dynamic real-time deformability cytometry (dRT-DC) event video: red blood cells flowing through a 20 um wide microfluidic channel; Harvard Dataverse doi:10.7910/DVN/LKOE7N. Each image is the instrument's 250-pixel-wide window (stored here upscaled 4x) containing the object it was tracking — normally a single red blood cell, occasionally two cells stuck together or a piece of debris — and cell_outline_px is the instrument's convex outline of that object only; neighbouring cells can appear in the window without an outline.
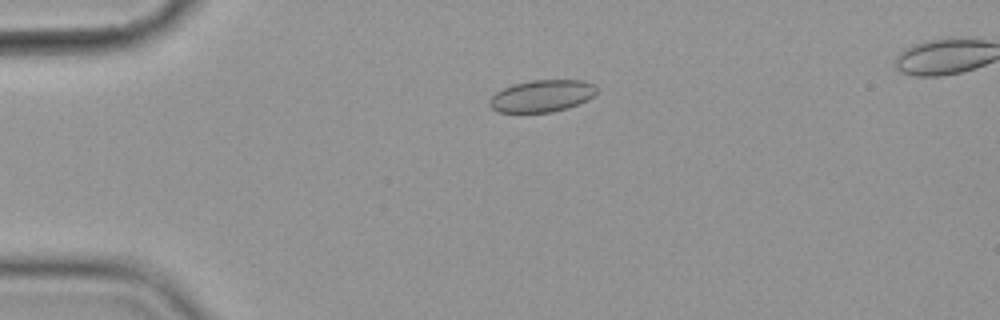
{"species": "common noctule bat (a hibernating species)", "species_latin": "Nyctalus noctula", "temperature_condition": "cold", "stored_images_in_passage": 16, "segment_of_instrument_passage": [1, 2], "camera_frame_rate_fps": 3000, "um_per_image_px": 0.085, "animal": {"sex": "female", "body_mass_g": 19.9}, "frame": {"image": 1, "passage_image": 4, "time_ms": 3.667, "image_size_px": [1000, 320], "cell_outline_px": [[600, 88], [596, 96], [588, 100], [568, 108], [552, 112], [496, 112], [488, 104], [488, 100], [496, 92], [512, 84], [532, 80], [584, 80], [596, 84]], "centroid_in_image_um": [46.13, 8.15], "position_along_channel_um": 38.9, "area_um2": 20.4}}
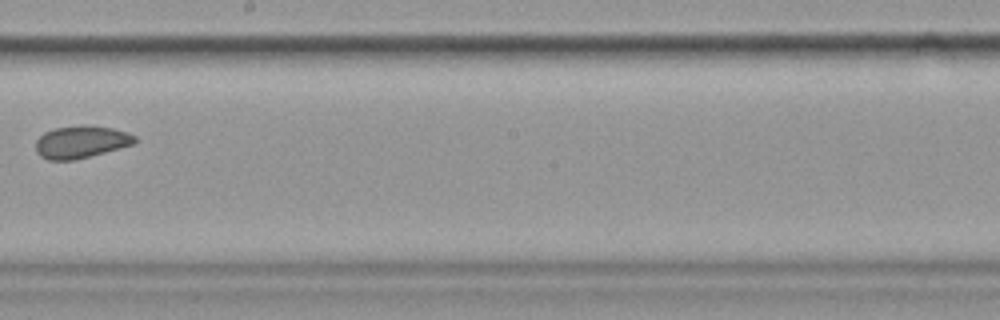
{"frame": {"image": 2, "passage_image": 9, "time_ms": 10.333, "image_size_px": [1000, 320], "cell_outline_px": [[136, 144], [72, 160], [48, 160], [40, 156], [36, 152], [36, 140], [44, 132], [56, 128], [84, 124], [112, 128], [128, 132], [136, 136]], "centroid_in_image_um": [6.9, 12.05], "position_along_channel_um": 241.3, "area_um2": 18.73}}
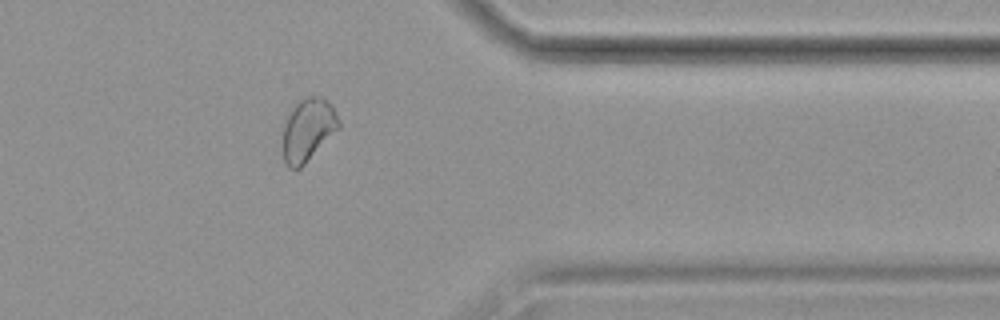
{"frame": {"image": 3, "passage_image": 13, "time_ms": 14.667, "image_size_px": [1000, 320], "cell_outline_px": [[340, 128], [300, 168], [288, 168], [284, 164], [284, 124], [292, 108], [300, 100], [308, 96], [320, 96], [332, 104], [340, 120]], "centroid_in_image_um": [26.21, 11.02], "position_along_channel_um": 385.2, "area_um2": 20.29}}